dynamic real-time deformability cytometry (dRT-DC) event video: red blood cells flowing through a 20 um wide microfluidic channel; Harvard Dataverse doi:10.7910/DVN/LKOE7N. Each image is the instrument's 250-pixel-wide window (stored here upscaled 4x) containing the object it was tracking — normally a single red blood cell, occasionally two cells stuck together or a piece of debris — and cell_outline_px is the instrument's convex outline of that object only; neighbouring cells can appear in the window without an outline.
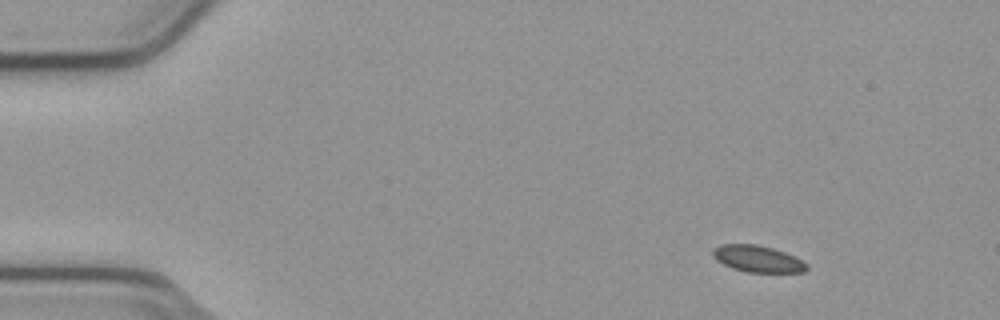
{"species": "common noctule bat (a hibernating species)", "species_latin": "Nyctalus noctula", "temperature_condition": "cold", "stored_images_in_passage": 49, "camera_frame_rate_fps": 3000, "um_per_image_px": 0.085, "animal": {"sex": "male", "body_mass_g": 23.1, "forearm_length_mm": 52.7}, "frame": {"image": 1, "passage_image": 1, "time_ms": 0.0, "image_size_px": [1000, 320], "cell_outline_px": [[808, 268], [804, 272], [748, 272], [732, 268], [716, 260], [712, 256], [712, 248], [720, 244], [756, 244], [772, 248], [784, 252], [808, 264]], "centroid_in_image_um": [64.35, 21.99], "position_along_channel_um": 20.6, "area_um2": 14.51}}
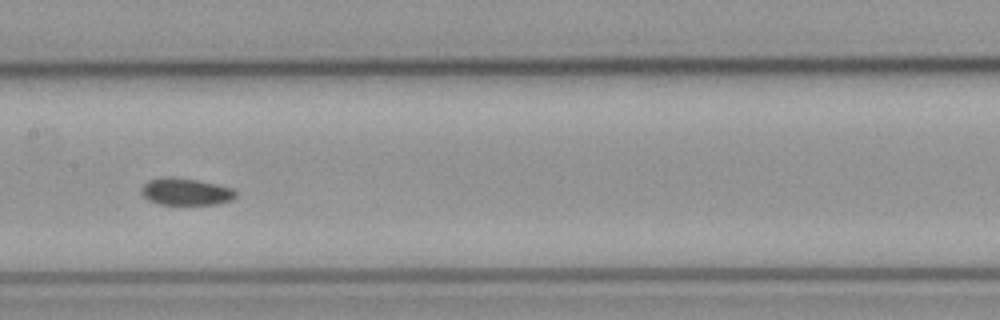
{"frame": {"image": 2, "passage_image": 22, "time_ms": 7.0, "image_size_px": [1000, 320], "cell_outline_px": [[236, 196], [232, 200], [216, 204], [160, 204], [148, 200], [140, 192], [140, 188], [148, 180], [168, 176], [172, 176], [196, 180], [216, 184], [232, 188], [236, 192]], "centroid_in_image_um": [15.77, 16.29], "position_along_channel_um": 191.6, "area_um2": 14.85}}
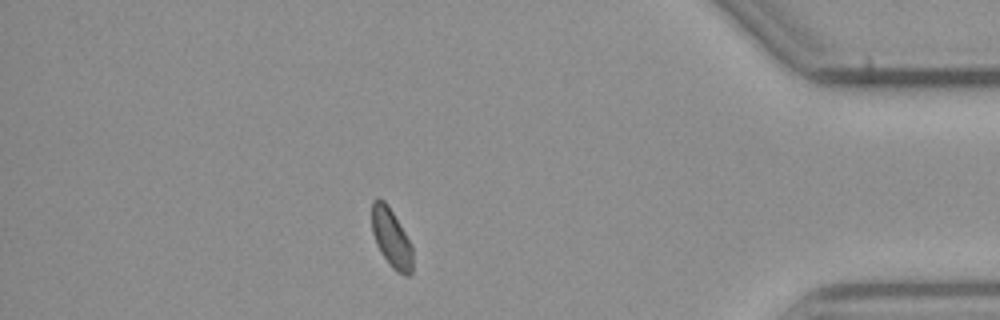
{"frame": {"image": 3, "passage_image": 42, "time_ms": 13.667, "image_size_px": [1000, 320], "cell_outline_px": [[412, 272], [408, 276], [404, 276], [396, 272], [388, 264], [380, 252], [376, 244], [372, 232], [372, 200], [376, 196], [380, 196], [388, 204], [412, 244]], "centroid_in_image_um": [33.25, 20.22], "position_along_channel_um": 401.9, "area_um2": 14.39}, "authors_computed_cell_mechanics": {"area_um2": 14.9124, "velocity_mm_per_s": 3.7843, "shape_relaxation_time_tau1_ms": null, "shape_relaxation_time_tau2_ms": 5.1497, "deformation_change_tau1": null, "deformation_change_tau2": 0.0792}}